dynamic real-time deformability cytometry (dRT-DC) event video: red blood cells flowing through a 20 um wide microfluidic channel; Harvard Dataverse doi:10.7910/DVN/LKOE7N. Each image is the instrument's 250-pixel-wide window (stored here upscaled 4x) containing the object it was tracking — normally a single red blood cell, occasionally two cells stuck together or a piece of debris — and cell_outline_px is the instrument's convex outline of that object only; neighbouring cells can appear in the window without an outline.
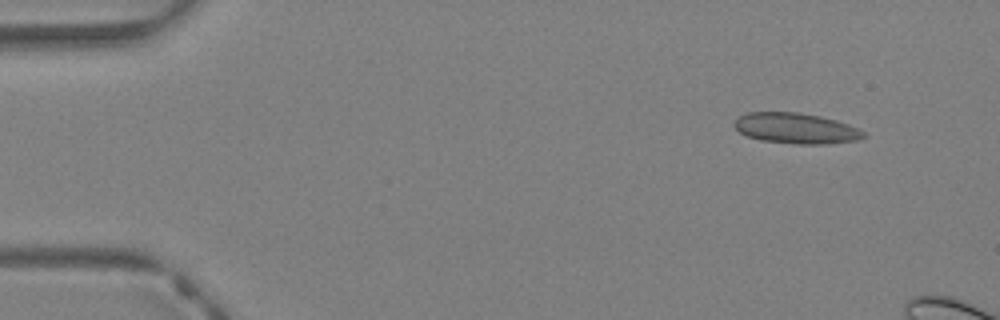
{"species": "Egyptian fruit bat (a non-hibernating species)", "species_latin": "Rousettus aegyptiacus", "temperature_condition": "warm", "stored_images_in_passage": 6, "camera_frame_rate_fps": 3000, "um_per_image_px": 0.085, "animal": {"sex": "female"}, "frame": {"image": 1, "passage_image": 1, "time_ms": 0.0, "image_size_px": [1000, 320], "cell_outline_px": [[868, 136], [860, 140], [828, 144], [796, 144], [760, 140], [748, 136], [740, 132], [732, 124], [740, 116], [748, 112], [796, 112], [820, 116], [836, 120], [848, 124], [864, 132]], "centroid_in_image_um": [67.69, 10.91], "position_along_channel_um": 17.3, "area_um2": 23.12}}